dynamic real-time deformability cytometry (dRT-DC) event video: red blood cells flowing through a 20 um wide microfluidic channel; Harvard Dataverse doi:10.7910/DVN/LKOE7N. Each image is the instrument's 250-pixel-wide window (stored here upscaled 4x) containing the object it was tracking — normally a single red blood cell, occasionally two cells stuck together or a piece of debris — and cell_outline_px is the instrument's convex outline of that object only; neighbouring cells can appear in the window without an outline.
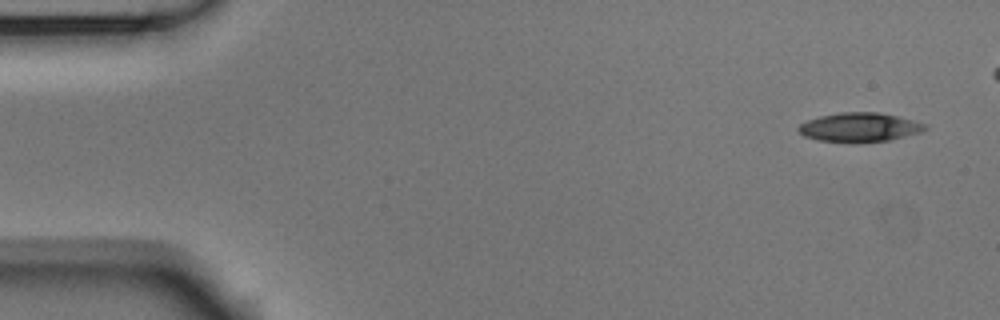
{"species": "Egyptian fruit bat (a non-hibernating species)", "species_latin": "Rousettus aegyptiacus", "temperature_condition": "room temperature", "stored_images_in_passage": 2, "camera_frame_rate_fps": 3000, "um_per_image_px": 0.085, "animal": {"sex": "male"}, "frame": {"image": 1, "passage_image": 2, "time_ms": 0.333, "image_size_px": [1000, 320], "cell_outline_px": [[928, 128], [920, 132], [888, 140], [820, 140], [804, 136], [796, 128], [800, 124], [808, 120], [820, 116], [840, 112], [880, 112], [928, 124]], "centroid_in_image_um": [73.07, 10.77], "position_along_channel_um": 11.9, "area_um2": 20.63}}